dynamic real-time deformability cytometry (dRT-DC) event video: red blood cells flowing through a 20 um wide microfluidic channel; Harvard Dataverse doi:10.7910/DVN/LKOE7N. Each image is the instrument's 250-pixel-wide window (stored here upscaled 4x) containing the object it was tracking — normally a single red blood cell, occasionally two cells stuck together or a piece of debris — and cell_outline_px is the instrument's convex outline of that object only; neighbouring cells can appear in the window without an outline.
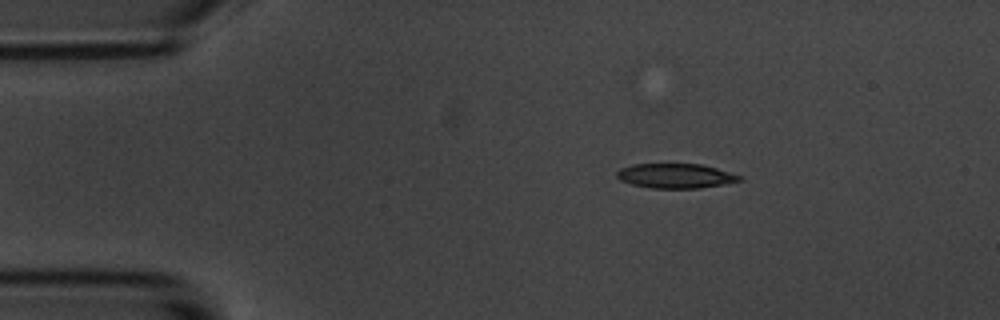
{"species": "common noctule bat (a hibernating species)", "species_latin": "Nyctalus noctula", "temperature_condition": "room temperature", "stored_images_in_passage": 49, "camera_frame_rate_fps": 3000, "um_per_image_px": 0.085, "animal": {"sex": "male", "body_mass_g": 20.1, "forearm_length_mm": 53.5}, "frame": {"image": 1, "passage_image": 1, "time_ms": 0.0, "image_size_px": [1000, 320], "cell_outline_px": [[744, 180], [724, 184], [700, 188], [652, 188], [632, 184], [620, 180], [616, 176], [616, 172], [620, 168], [632, 164], [700, 164], [716, 168], [744, 176]], "centroid_in_image_um": [57.45, 14.95], "position_along_channel_um": 27.6, "area_um2": 17.69}}
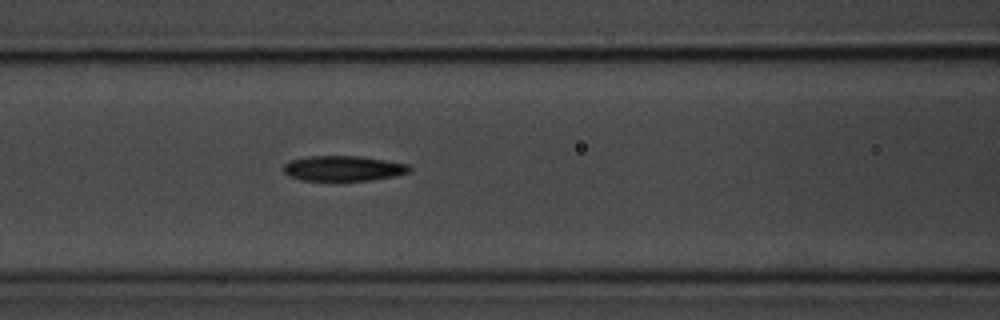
{"frame": {"image": 2, "passage_image": 15, "time_ms": 4.667, "image_size_px": [1000, 320], "cell_outline_px": [[412, 168], [408, 172], [392, 176], [372, 180], [300, 180], [288, 176], [284, 172], [284, 164], [292, 160], [308, 156], [360, 156], [408, 164]], "centroid_in_image_um": [29.16, 14.31], "position_along_channel_um": 137.4, "area_um2": 18.32}}
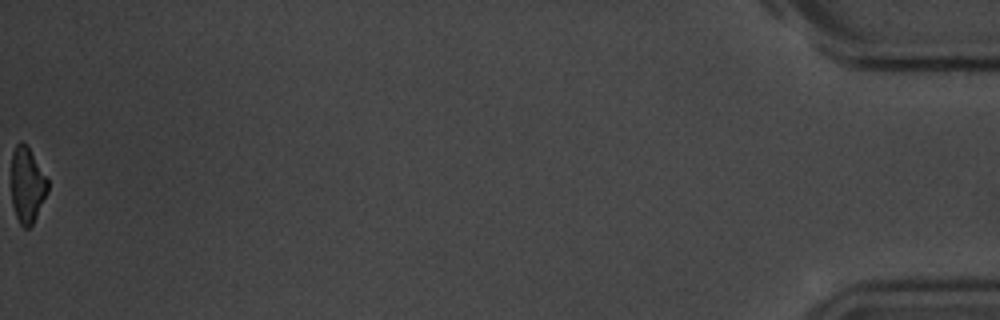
{"frame": {"image": 3, "passage_image": 49, "time_ms": 16.0, "image_size_px": [1000, 320], "cell_outline_px": [[48, 192], [32, 224], [28, 228], [24, 228], [20, 224], [16, 216], [12, 204], [12, 152], [16, 144], [20, 140], [24, 140], [28, 144], [48, 180]], "centroid_in_image_um": [2.31, 15.67], "position_along_channel_um": 432.9, "area_um2": 16.18}, "authors_computed_cell_mechanics": {"area_um2": 18.6694, "velocity_mm_per_s": 3.5069, "shape_relaxation_time_tau1_ms": 3.4415, "shape_relaxation_time_tau2_ms": 4.4847, "deformation_change_tau1": 0.1374, "deformation_change_tau2": 0.1313}}